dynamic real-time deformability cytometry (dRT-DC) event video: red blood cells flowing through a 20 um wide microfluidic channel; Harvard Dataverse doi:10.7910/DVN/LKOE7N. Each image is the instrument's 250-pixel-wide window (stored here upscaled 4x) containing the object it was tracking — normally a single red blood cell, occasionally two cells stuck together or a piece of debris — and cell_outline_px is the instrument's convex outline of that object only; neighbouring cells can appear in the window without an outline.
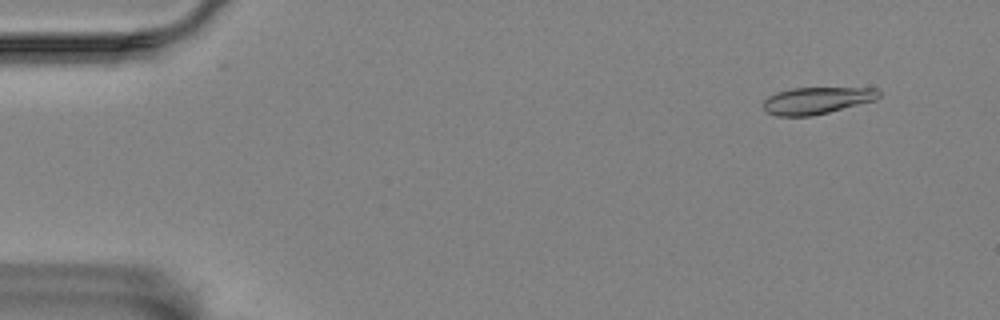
{"species": "Egyptian fruit bat (a non-hibernating species)", "species_latin": "Rousettus aegyptiacus", "temperature_condition": "room temperature", "stored_images_in_passage": 58, "camera_frame_rate_fps": 3000, "um_per_image_px": 0.085, "animal": {"sex": "female"}, "frame": {"image": 1, "passage_image": 5, "time_ms": 1.333, "image_size_px": [1000, 320], "cell_outline_px": [[880, 96], [876, 100], [812, 116], [776, 116], [764, 112], [764, 100], [768, 96], [776, 92], [792, 88], [876, 88], [880, 92]], "centroid_in_image_um": [69.4, 8.54], "position_along_channel_um": 15.6, "area_um2": 18.15}}
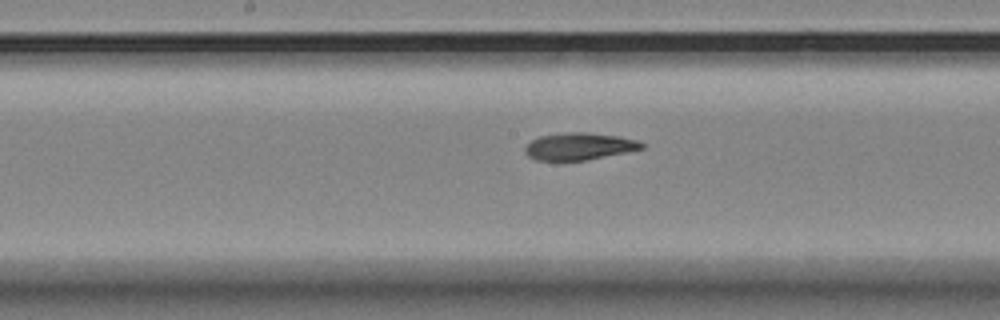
{"frame": {"image": 2, "passage_image": 30, "time_ms": 9.667, "image_size_px": [1000, 320], "cell_outline_px": [[644, 148], [584, 160], [536, 160], [528, 156], [524, 152], [524, 148], [532, 140], [540, 136], [568, 132], [588, 132], [620, 136], [640, 140], [644, 144]], "centroid_in_image_um": [49.24, 12.42], "position_along_channel_um": 199.0, "area_um2": 18.32}}
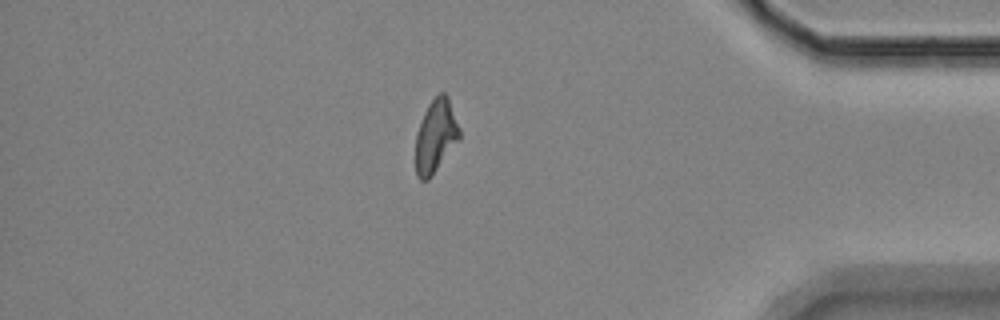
{"frame": {"image": 3, "passage_image": 50, "time_ms": 16.333, "image_size_px": [1000, 320], "cell_outline_px": [[460, 140], [428, 180], [420, 180], [416, 176], [416, 132], [424, 112], [428, 104], [440, 92], [444, 92], [448, 96], [460, 128]], "centroid_in_image_um": [37.04, 11.56], "position_along_channel_um": 398.2, "area_um2": 18.79}}